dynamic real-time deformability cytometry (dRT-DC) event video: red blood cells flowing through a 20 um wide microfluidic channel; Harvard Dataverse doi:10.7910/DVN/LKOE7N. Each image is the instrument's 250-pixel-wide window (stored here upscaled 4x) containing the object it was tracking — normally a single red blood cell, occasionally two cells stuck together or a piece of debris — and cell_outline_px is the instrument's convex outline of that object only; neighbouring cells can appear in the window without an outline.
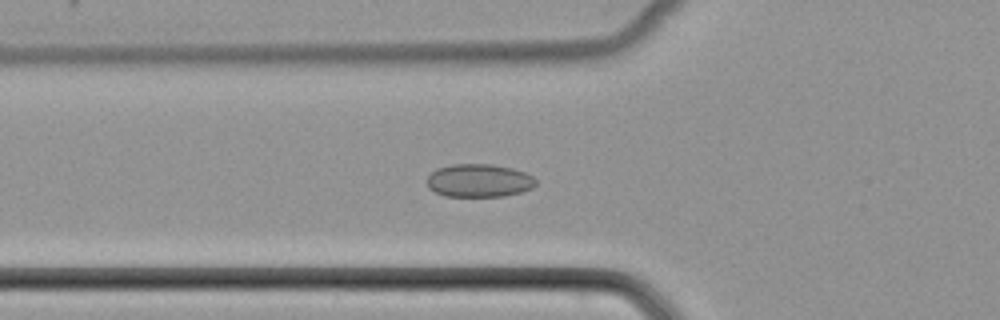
{"species": "common noctule bat (a hibernating species)", "species_latin": "Nyctalus noctula", "temperature_condition": "cold", "stored_images_in_passage": 52, "camera_frame_rate_fps": 3000, "um_per_image_px": 0.085, "animal": {"sex": "female", "body_mass_g": 22.7, "forearm_length_mm": 54.2}, "frame": {"image": 1, "passage_image": 19, "time_ms": 6.0, "image_size_px": [1000, 320], "cell_outline_px": [[536, 184], [532, 188], [520, 192], [504, 196], [444, 196], [428, 188], [424, 180], [436, 168], [452, 164], [492, 164], [512, 168], [524, 172], [532, 176], [536, 180]], "centroid_in_image_um": [40.67, 15.34], "position_along_channel_um": 85.1, "area_um2": 21.15}}
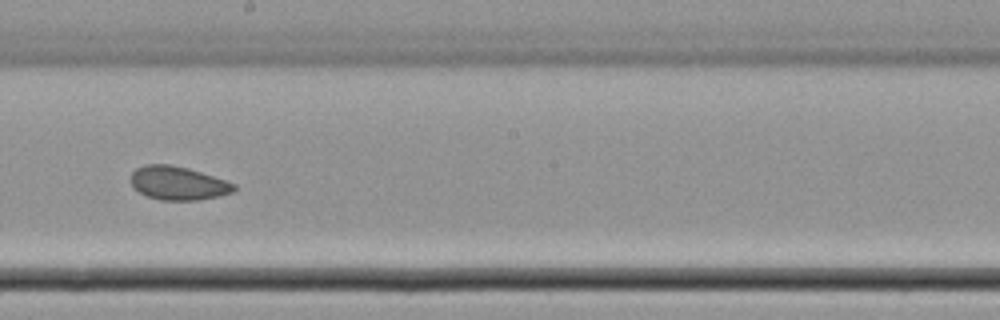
{"frame": {"image": 2, "passage_image": 30, "time_ms": 9.667, "image_size_px": [1000, 320], "cell_outline_px": [[236, 188], [232, 192], [200, 200], [160, 200], [148, 196], [132, 188], [132, 172], [136, 168], [144, 164], [172, 164], [188, 168], [236, 184]], "centroid_in_image_um": [15.11, 15.56], "position_along_channel_um": 233.1, "area_um2": 20.06}}
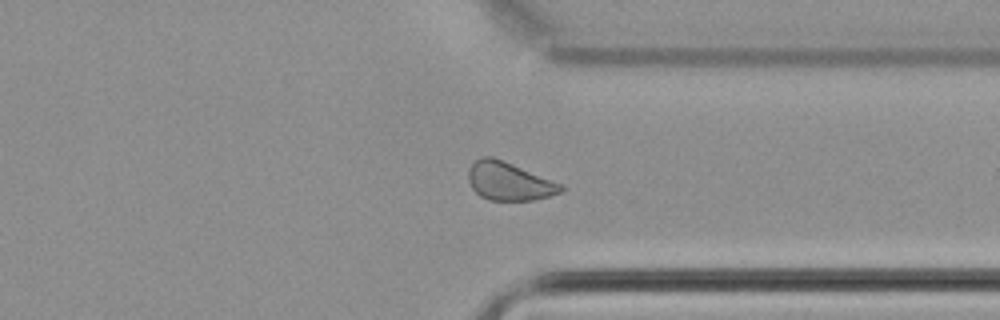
{"frame": {"image": 3, "passage_image": 40, "time_ms": 13.0, "image_size_px": [1000, 320], "cell_outline_px": [[564, 188], [560, 192], [548, 196], [532, 200], [488, 200], [480, 196], [472, 188], [468, 180], [468, 168], [476, 160], [484, 156], [492, 156], [504, 160], [564, 184]], "centroid_in_image_um": [43.27, 15.39], "position_along_channel_um": 368.1, "area_um2": 20.75}}